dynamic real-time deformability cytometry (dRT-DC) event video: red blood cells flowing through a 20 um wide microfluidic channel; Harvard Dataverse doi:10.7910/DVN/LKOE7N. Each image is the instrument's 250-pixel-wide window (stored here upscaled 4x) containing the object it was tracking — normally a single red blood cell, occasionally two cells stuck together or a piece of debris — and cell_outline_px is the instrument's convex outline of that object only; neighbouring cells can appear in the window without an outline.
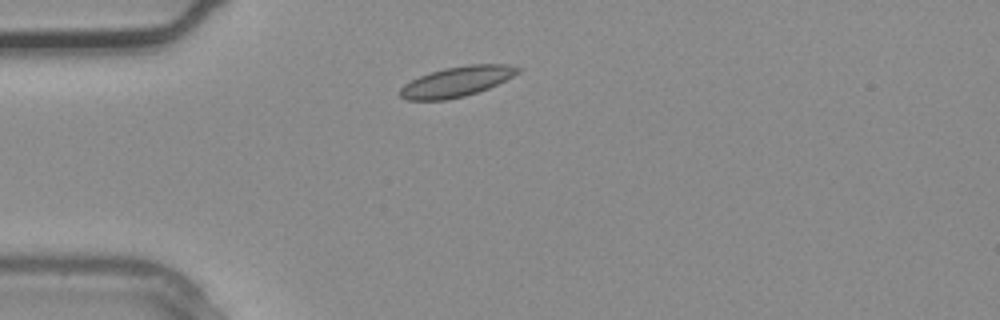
{"species": "common noctule bat (a hibernating species)", "species_latin": "Nyctalus noctula", "temperature_condition": "warm", "stored_images_in_passage": 1, "camera_frame_rate_fps": 3000, "um_per_image_px": 0.085, "animal": {"sex": "male", "body_mass_g": 20.4}, "frame": {"image": 1, "passage_image": 1, "time_ms": 0.0, "image_size_px": [1000, 320], "cell_outline_px": [[524, 68], [520, 72], [488, 88], [464, 96], [448, 100], [408, 100], [400, 96], [400, 88], [404, 84], [420, 76], [444, 68], [468, 64], [508, 64]], "centroid_in_image_um": [38.84, 6.93], "position_along_channel_um": 46.2, "area_um2": 20.58}}